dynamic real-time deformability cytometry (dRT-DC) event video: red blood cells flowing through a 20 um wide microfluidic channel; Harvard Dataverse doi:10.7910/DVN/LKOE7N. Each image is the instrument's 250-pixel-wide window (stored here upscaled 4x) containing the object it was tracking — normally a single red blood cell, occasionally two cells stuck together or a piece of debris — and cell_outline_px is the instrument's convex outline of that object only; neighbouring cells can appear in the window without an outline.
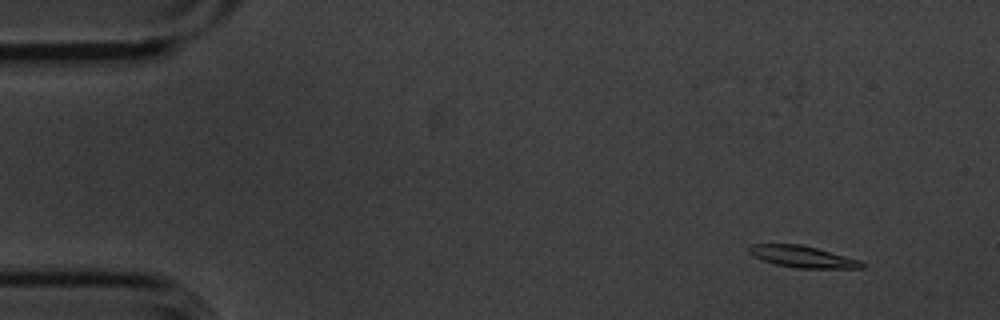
{"species": "common noctule bat (a hibernating species)", "species_latin": "Nyctalus noctula", "temperature_condition": "cold", "stored_images_in_passage": 5, "camera_frame_rate_fps": 3000, "um_per_image_px": 0.085, "animal": {"sex": "male", "body_mass_g": 20.1, "forearm_length_mm": 53.5}, "frame": {"image": 1, "passage_image": 2, "time_ms": 0.333, "image_size_px": [1000, 320], "cell_outline_px": [[864, 268], [796, 268], [776, 264], [752, 256], [748, 252], [748, 248], [752, 244], [800, 244], [816, 248], [860, 260], [864, 264]], "centroid_in_image_um": [68.19, 21.82], "position_along_channel_um": 16.8, "area_um2": 14.05}}
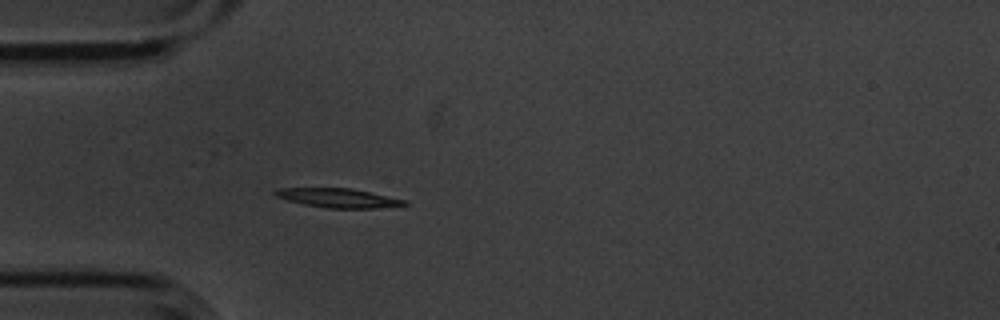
{"frame": {"image": 2, "passage_image": 5, "time_ms": 1.333, "image_size_px": [1000, 320], "cell_outline_px": [[408, 204], [376, 208], [328, 208], [304, 204], [288, 200], [276, 196], [272, 192], [276, 188], [352, 188], [408, 200]], "centroid_in_image_um": [28.76, 16.82], "position_along_channel_um": 56.2, "area_um2": 14.39}}